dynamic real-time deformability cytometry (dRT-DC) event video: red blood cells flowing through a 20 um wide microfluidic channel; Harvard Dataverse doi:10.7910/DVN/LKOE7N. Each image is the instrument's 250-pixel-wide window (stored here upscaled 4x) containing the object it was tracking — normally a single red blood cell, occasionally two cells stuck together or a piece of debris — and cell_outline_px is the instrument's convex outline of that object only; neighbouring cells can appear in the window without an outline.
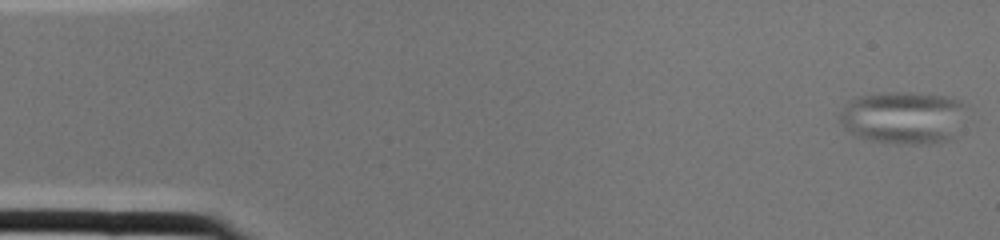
{"species": "common noctule bat (a hibernating species)", "species_latin": "Nyctalus noctula", "temperature_condition": "cold", "stored_images_in_passage": 2, "camera_frame_rate_fps": 3000, "um_per_image_px": 0.085, "animal": {"sex": "female", "body_mass_g": 22.0, "forearm_length_mm": 56.7}, "frame": {"image": 1, "passage_image": 1, "time_ms": 0.0, "image_size_px": [1000, 240], "cell_outline_px": [[964, 104], [952, 140], [928, 144], [904, 144], [872, 140], [856, 136], [844, 128], [836, 116], [848, 100], [856, 96], [884, 92], [912, 92], [944, 96], [960, 100]], "centroid_in_image_um": [76.67, 9.98], "position_along_channel_um": 8.3, "area_um2": 38.78}}